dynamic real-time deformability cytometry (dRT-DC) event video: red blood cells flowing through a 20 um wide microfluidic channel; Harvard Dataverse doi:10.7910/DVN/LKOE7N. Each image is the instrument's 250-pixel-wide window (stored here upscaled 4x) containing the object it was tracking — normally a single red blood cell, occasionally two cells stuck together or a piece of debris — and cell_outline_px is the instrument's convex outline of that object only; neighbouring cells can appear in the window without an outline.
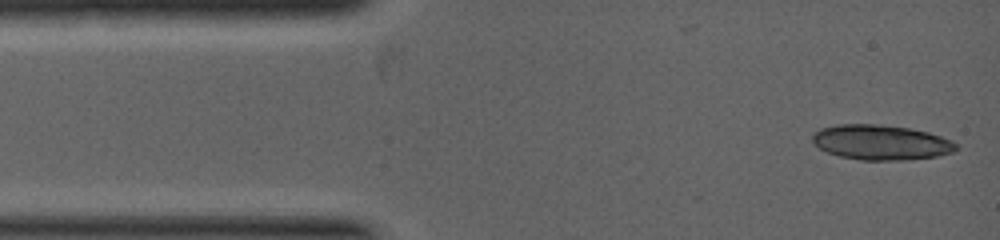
{"species": "common noctule bat (a hibernating species)", "species_latin": "Nyctalus noctula", "temperature_condition": "warm", "stored_images_in_passage": 4, "camera_frame_rate_fps": 5000, "um_per_image_px": 0.085, "animal": {"sex": "female", "body_mass_g": 19.0, "forearm_length_mm": 53.3}, "frame": {"image": 1, "passage_image": 1, "time_ms": 0.0, "image_size_px": [1000, 240], "cell_outline_px": [[960, 148], [956, 152], [936, 156], [900, 160], [860, 160], [840, 156], [828, 152], [820, 148], [812, 140], [812, 136], [820, 128], [836, 124], [876, 124], [908, 128], [928, 132], [952, 140]], "centroid_in_image_um": [74.91, 12.1], "position_along_channel_um": 10.1, "area_um2": 29.25}}